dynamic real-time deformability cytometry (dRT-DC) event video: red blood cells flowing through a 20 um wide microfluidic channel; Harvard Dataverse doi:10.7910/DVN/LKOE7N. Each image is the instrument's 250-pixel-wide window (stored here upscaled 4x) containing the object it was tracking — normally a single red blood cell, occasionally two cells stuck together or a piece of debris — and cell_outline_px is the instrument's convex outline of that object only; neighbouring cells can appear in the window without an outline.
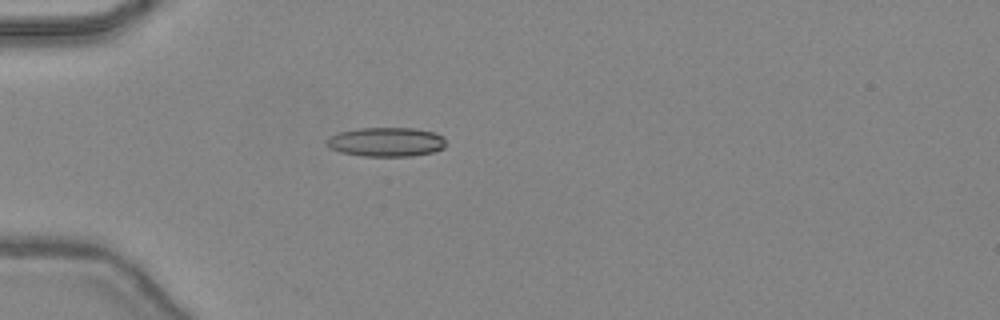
{"species": "common noctule bat (a hibernating species)", "species_latin": "Nyctalus noctula", "temperature_condition": "warm", "stored_images_in_passage": 33, "camera_frame_rate_fps": 3000, "um_per_image_px": 0.085, "animal": {"sex": "female", "body_mass_g": 24.6, "forearm_length_mm": 56.2}, "frame": {"image": 1, "passage_image": 1, "time_ms": 0.0, "image_size_px": [1000, 320], "cell_outline_px": [[444, 148], [432, 152], [412, 156], [364, 156], [340, 152], [328, 148], [324, 144], [328, 136], [340, 132], [360, 128], [416, 128], [436, 132], [444, 136]], "centroid_in_image_um": [32.81, 12.06], "position_along_channel_um": 52.2, "area_um2": 20.52}}
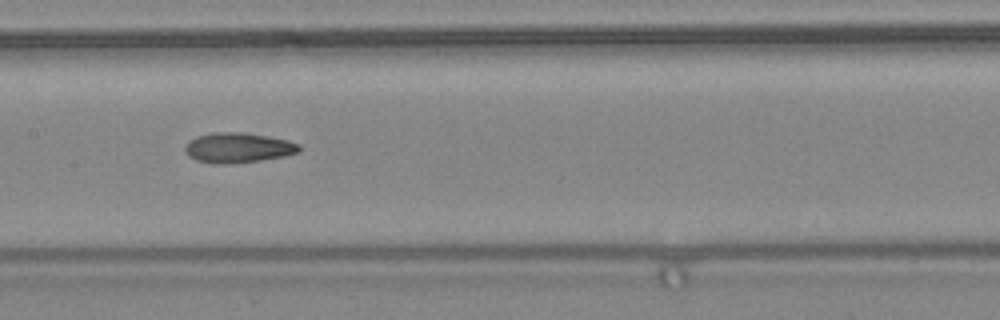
{"frame": {"image": 2, "passage_image": 11, "time_ms": 3.333, "image_size_px": [1000, 320], "cell_outline_px": [[300, 152], [284, 156], [260, 160], [228, 164], [212, 164], [196, 160], [188, 156], [184, 148], [196, 136], [216, 132], [240, 132], [288, 140], [300, 144]], "centroid_in_image_um": [20.24, 12.57], "position_along_channel_um": 187.2, "area_um2": 19.83}}
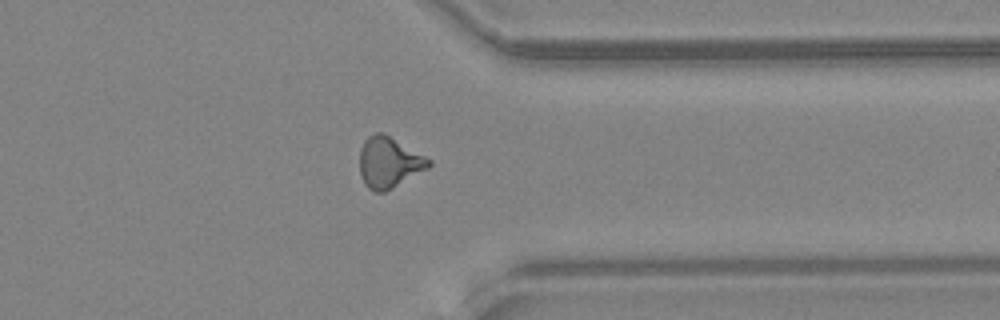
{"frame": {"image": 3, "passage_image": 24, "time_ms": 7.667, "image_size_px": [1000, 320], "cell_outline_px": [[432, 164], [428, 168], [392, 188], [384, 192], [376, 192], [368, 188], [364, 184], [360, 176], [360, 148], [364, 140], [368, 136], [376, 132], [384, 132], [432, 160]], "centroid_in_image_um": [33.05, 13.79], "position_along_channel_um": 378.4, "area_um2": 20.58}, "authors_computed_cell_mechanics": {"area_um2": 19.363, "velocity_mm_per_s": 4.5082, "shape_relaxation_time_tau1_ms": 8.2001, "shape_relaxation_time_tau2_ms": 3.2759, "deformation_change_tau1": 0.245, "deformation_change_tau2": 0.1348}}